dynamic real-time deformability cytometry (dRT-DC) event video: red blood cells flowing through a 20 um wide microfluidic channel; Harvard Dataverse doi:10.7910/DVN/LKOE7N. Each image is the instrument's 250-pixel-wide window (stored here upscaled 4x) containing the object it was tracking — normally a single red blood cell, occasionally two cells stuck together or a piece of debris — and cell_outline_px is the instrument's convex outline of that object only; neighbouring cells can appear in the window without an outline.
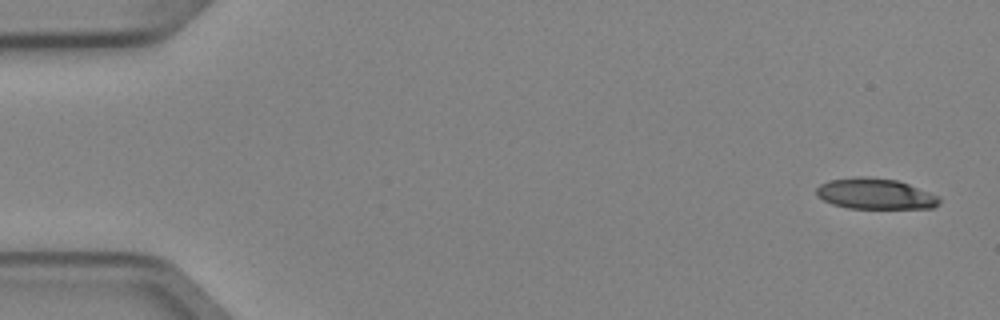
{"species": "Egyptian fruit bat (a non-hibernating species)", "species_latin": "Rousettus aegyptiacus", "temperature_condition": "cold", "stored_images_in_passage": 5, "camera_frame_rate_fps": 3000, "um_per_image_px": 0.085, "animal": {"sex": "female"}, "frame": {"image": 1, "passage_image": 1, "time_ms": 0.0, "image_size_px": [1000, 320], "cell_outline_px": [[940, 204], [932, 208], [848, 208], [832, 204], [816, 196], [816, 188], [820, 184], [828, 180], [856, 176], [864, 176], [896, 180], [908, 184], [940, 196]], "centroid_in_image_um": [74.38, 16.47], "position_along_channel_um": 10.6, "area_um2": 22.14}}